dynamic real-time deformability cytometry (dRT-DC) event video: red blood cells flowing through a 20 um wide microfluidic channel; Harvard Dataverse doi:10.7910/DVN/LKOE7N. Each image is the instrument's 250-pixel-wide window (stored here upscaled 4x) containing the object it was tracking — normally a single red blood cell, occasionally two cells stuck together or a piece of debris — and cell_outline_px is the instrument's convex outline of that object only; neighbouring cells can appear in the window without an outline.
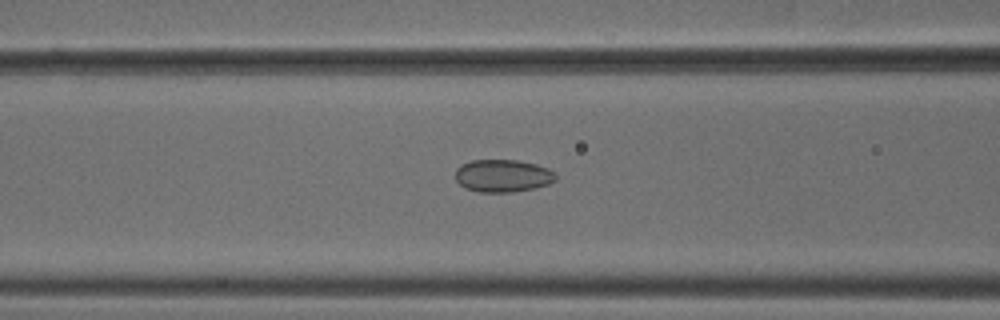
{"species": "common noctule bat (a hibernating species)", "species_latin": "Nyctalus noctula", "temperature_condition": "cold", "stored_images_in_passage": 53, "camera_frame_rate_fps": 3000, "um_per_image_px": 0.085, "animal": {"sex": "male", "body_mass_g": 18.8}, "frame": {"image": 1, "passage_image": 22, "time_ms": 7.0, "image_size_px": [1000, 320], "cell_outline_px": [[556, 180], [548, 184], [536, 188], [512, 192], [480, 192], [464, 188], [456, 180], [456, 168], [460, 164], [472, 160], [516, 160], [536, 164], [548, 168], [556, 176]], "centroid_in_image_um": [42.72, 14.94], "position_along_channel_um": 123.9, "area_um2": 19.13}}
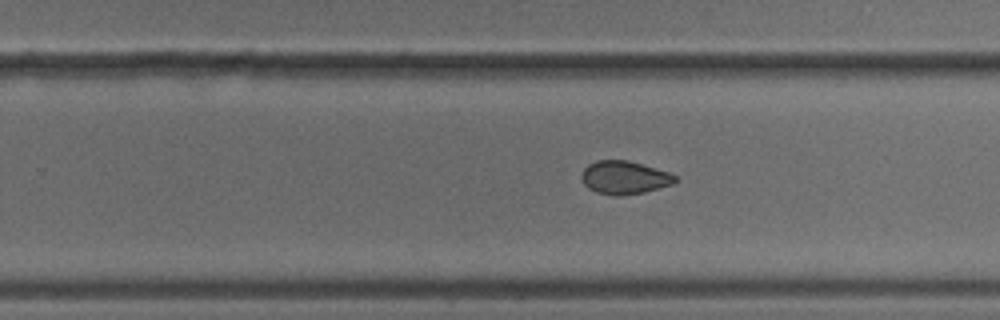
{"frame": {"image": 2, "passage_image": 34, "time_ms": 11.0, "image_size_px": [1000, 320], "cell_outline_px": [[680, 180], [672, 184], [644, 192], [620, 196], [616, 196], [596, 192], [588, 188], [584, 184], [580, 176], [584, 168], [588, 164], [596, 160], [628, 160], [668, 172], [676, 176]], "centroid_in_image_um": [53.06, 15.09], "position_along_channel_um": 276.7, "area_um2": 18.15}}
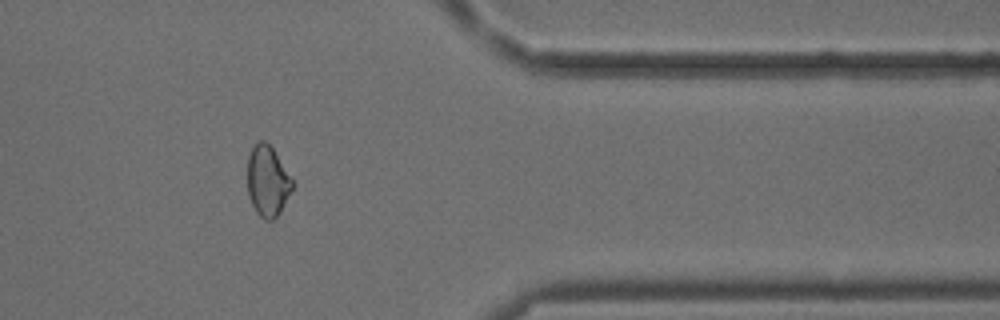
{"frame": {"image": 3, "passage_image": 44, "time_ms": 14.333, "image_size_px": [1000, 320], "cell_outline_px": [[296, 184], [276, 216], [272, 220], [264, 220], [256, 212], [248, 196], [248, 156], [252, 148], [260, 140], [264, 140], [272, 148]], "centroid_in_image_um": [22.75, 15.4], "position_along_channel_um": 388.7, "area_um2": 18.32}, "authors_computed_cell_mechanics": {"area_um2": 19.4208, "velocity_mm_per_s": 3.8218, "shape_relaxation_time_tau1_ms": null, "shape_relaxation_time_tau2_ms": 2.4412, "deformation_change_tau1": null, "deformation_change_tau2": 0.0629}}